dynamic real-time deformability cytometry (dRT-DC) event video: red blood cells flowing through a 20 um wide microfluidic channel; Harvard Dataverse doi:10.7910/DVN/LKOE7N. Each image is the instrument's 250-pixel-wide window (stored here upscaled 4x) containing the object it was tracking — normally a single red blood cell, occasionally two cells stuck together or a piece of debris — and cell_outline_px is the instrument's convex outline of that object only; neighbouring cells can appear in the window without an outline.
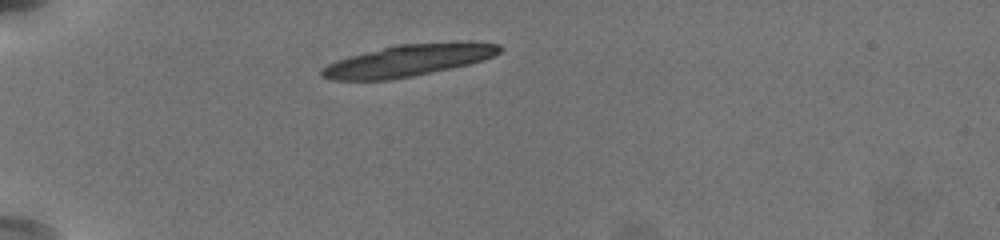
{"species": "common noctule bat (a hibernating species)", "species_latin": "Nyctalus noctula", "temperature_condition": "warm", "stored_images_in_passage": 23, "camera_frame_rate_fps": 3000, "um_per_image_px": 0.085, "animal": {"sex": "female", "body_mass_g": 19.5, "forearm_length_mm": 54.1}, "frame": {"image": 1, "passage_image": 1, "time_ms": 0.0, "image_size_px": [1000, 240], "cell_outline_px": [[504, 48], [500, 52], [484, 60], [452, 68], [392, 80], [332, 80], [320, 76], [320, 68], [336, 60], [348, 56], [396, 44], [500, 44]], "centroid_in_image_um": [34.56, 5.18], "position_along_channel_um": 50.4, "area_um2": 32.08}}